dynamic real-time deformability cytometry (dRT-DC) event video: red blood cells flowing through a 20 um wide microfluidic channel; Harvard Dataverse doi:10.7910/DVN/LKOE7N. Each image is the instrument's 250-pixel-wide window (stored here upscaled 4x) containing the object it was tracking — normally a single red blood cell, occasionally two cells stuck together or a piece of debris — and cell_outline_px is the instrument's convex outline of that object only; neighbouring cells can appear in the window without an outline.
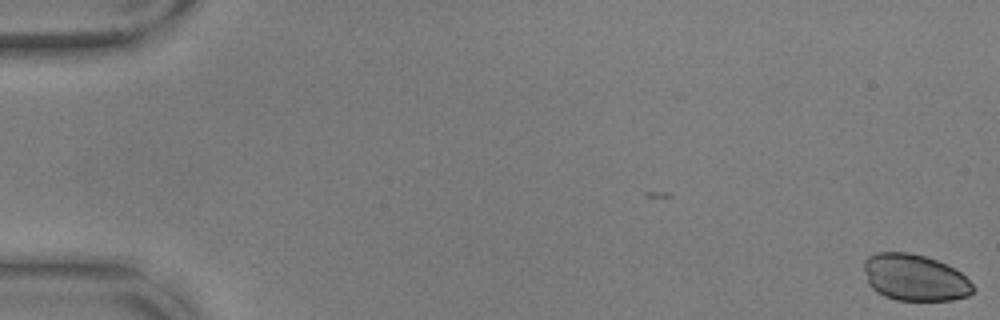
{"species": "common noctule bat (a hibernating species)", "species_latin": "Nyctalus noctula", "temperature_condition": "warm", "stored_images_in_passage": 3, "camera_frame_rate_fps": 3000, "um_per_image_px": 0.085, "animal": {"sex": "male", "body_mass_g": 17.9, "forearm_length_mm": 54.2}, "frame": {"image": 1, "passage_image": 3, "time_ms": 0.667, "image_size_px": [1000, 320], "cell_outline_px": [[976, 288], [968, 296], [952, 300], [896, 300], [884, 296], [876, 292], [868, 284], [864, 268], [864, 260], [868, 256], [876, 252], [908, 252], [924, 256], [936, 260], [960, 272]], "centroid_in_image_um": [77.73, 23.6], "position_along_channel_um": 7.3, "area_um2": 29.54}}